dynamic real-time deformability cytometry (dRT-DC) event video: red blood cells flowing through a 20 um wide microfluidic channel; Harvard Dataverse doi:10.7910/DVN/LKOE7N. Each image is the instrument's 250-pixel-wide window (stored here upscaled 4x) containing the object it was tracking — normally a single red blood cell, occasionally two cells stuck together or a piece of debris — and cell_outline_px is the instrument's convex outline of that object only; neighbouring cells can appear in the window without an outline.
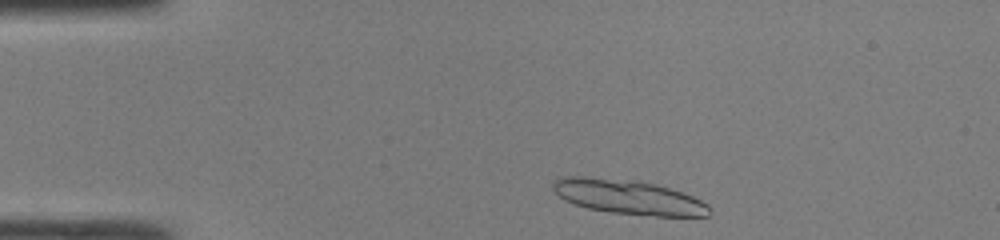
{"species": "common noctule bat (a hibernating species)", "species_latin": "Nyctalus noctula", "temperature_condition": "room temperature", "stored_images_in_passage": 11, "camera_frame_rate_fps": 3000, "um_per_image_px": 0.085, "animal": {"sex": "male", "body_mass_g": 19.0, "forearm_length_mm": 50.8}, "frame": {"image": 1, "passage_image": 2, "time_ms": 0.333, "image_size_px": [1000, 240], "cell_outline_px": [[708, 216], [656, 216], [612, 212], [588, 208], [564, 200], [552, 188], [552, 180], [560, 176], [584, 176], [652, 184], [668, 188], [692, 196], [708, 204]], "centroid_in_image_um": [53.34, 16.75], "position_along_channel_um": 31.7, "area_um2": 30.63}}